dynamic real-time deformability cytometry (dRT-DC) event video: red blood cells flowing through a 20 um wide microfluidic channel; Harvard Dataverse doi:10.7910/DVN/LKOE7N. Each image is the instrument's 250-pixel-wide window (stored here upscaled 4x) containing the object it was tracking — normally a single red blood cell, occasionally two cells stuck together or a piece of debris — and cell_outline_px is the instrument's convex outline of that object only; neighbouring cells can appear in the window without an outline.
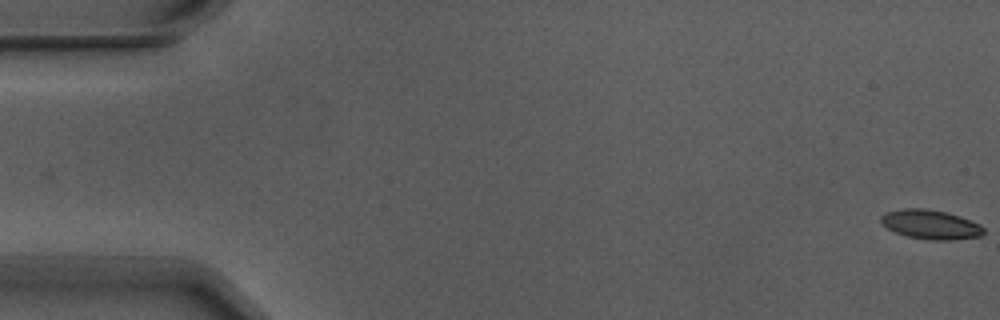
{"species": "Egyptian fruit bat (a non-hibernating species)", "species_latin": "Rousettus aegyptiacus", "temperature_condition": "warm", "stored_images_in_passage": 2, "camera_frame_rate_fps": 3000, "um_per_image_px": 0.085, "animal": {"sex": "male"}, "frame": {"image": 1, "passage_image": 2, "time_ms": 0.333, "image_size_px": [1000, 320], "cell_outline_px": [[984, 232], [980, 236], [948, 240], [932, 240], [908, 236], [896, 232], [880, 224], [880, 216], [888, 212], [904, 208], [924, 208], [944, 212], [960, 216], [980, 224], [984, 228]], "centroid_in_image_um": [79.09, 19.08], "position_along_channel_um": 5.9, "area_um2": 17.34}}